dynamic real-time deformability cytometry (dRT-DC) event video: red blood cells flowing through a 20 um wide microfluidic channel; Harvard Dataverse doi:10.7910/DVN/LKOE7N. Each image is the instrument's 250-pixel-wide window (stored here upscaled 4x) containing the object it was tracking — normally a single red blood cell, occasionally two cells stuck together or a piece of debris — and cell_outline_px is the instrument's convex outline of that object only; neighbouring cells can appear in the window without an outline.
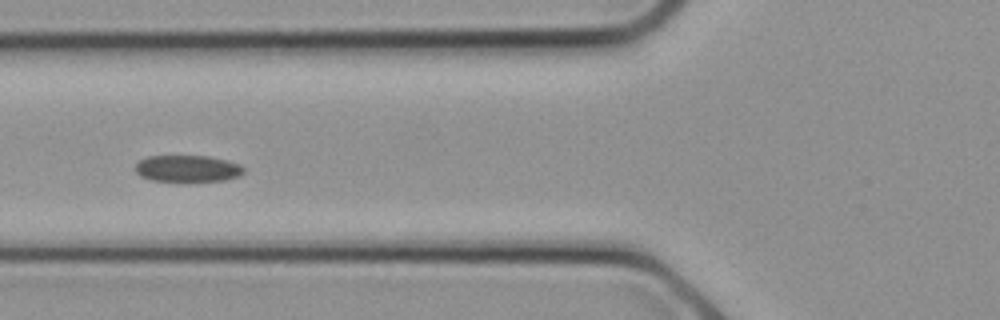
{"species": "common noctule bat (a hibernating species)", "species_latin": "Nyctalus noctula", "temperature_condition": "cold", "stored_images_in_passage": 16, "camera_frame_rate_fps": 3000, "um_per_image_px": 0.085, "animal": {"sex": "female", "body_mass_g": 21.9}, "frame": {"image": 1, "passage_image": 10, "time_ms": 3.0, "image_size_px": [1000, 320], "cell_outline_px": [[244, 172], [240, 176], [224, 180], [152, 180], [140, 176], [136, 172], [136, 164], [140, 160], [148, 156], [208, 156], [228, 160], [240, 164], [244, 168]], "centroid_in_image_um": [15.97, 14.31], "position_along_channel_um": 109.8, "area_um2": 16.59}}
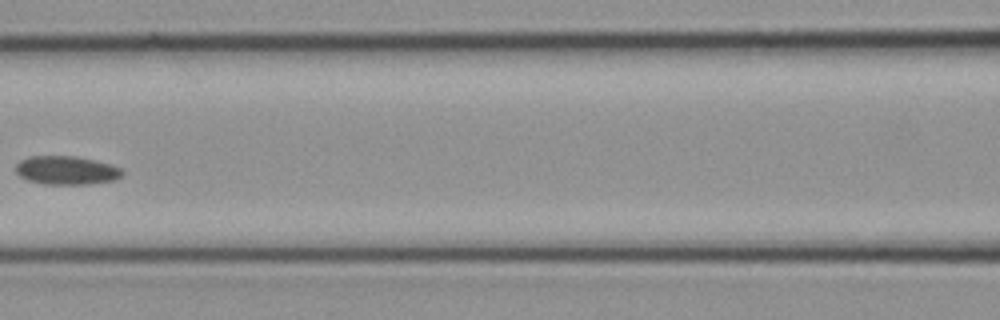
{"frame": {"image": 2, "passage_image": 12, "time_ms": 3.667, "image_size_px": [1000, 320], "cell_outline_px": [[124, 172], [116, 180], [88, 184], [44, 184], [28, 180], [20, 176], [16, 172], [16, 164], [20, 160], [28, 156], [76, 156], [96, 160], [112, 164], [120, 168]], "centroid_in_image_um": [5.66, 14.47], "position_along_channel_um": 160.9, "area_um2": 17.86}}
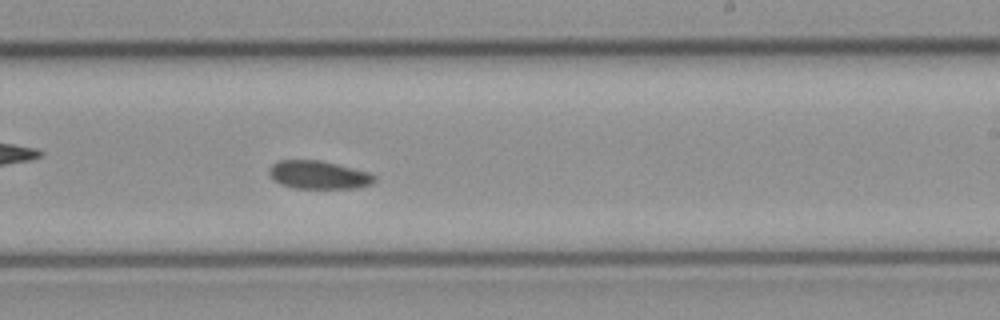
{"frame": {"image": 3, "passage_image": 16, "time_ms": 5.0, "image_size_px": [1000, 320], "cell_outline_px": [[376, 180], [372, 184], [356, 188], [292, 188], [280, 184], [272, 180], [268, 172], [268, 168], [276, 160], [320, 160], [368, 172], [376, 176]], "centroid_in_image_um": [27.03, 14.87], "position_along_channel_um": 262.0, "area_um2": 17.46}}